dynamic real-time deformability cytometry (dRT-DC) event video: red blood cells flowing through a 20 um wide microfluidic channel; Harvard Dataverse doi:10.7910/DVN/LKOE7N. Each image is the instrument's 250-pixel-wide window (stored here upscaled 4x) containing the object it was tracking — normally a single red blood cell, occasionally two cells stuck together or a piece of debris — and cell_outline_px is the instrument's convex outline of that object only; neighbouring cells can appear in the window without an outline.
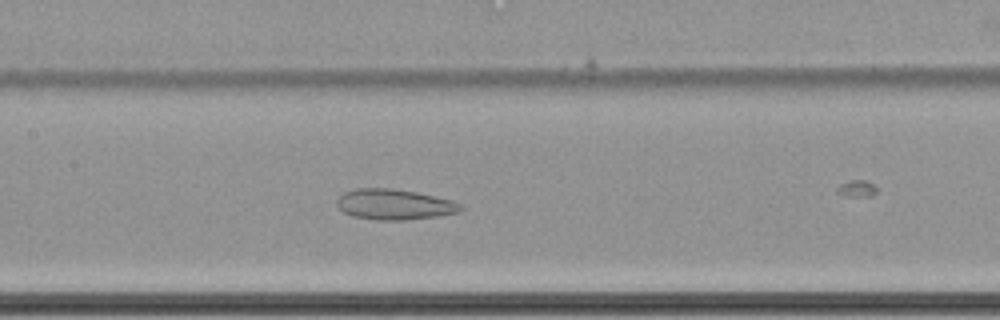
{"species": "common noctule bat (a hibernating species)", "species_latin": "Nyctalus noctula", "temperature_condition": "cold", "stored_images_in_passage": 50, "camera_frame_rate_fps": 3000, "um_per_image_px": 0.085, "animal": {"sex": "female", "body_mass_g": 22.7, "forearm_length_mm": 54.2}, "frame": {"image": 1, "passage_image": 36, "time_ms": 11.667, "image_size_px": [1000, 320], "cell_outline_px": [[464, 208], [460, 212], [440, 216], [404, 220], [376, 220], [352, 216], [344, 212], [336, 204], [336, 200], [344, 192], [356, 188], [392, 188], [416, 192], [452, 200], [460, 204]], "centroid_in_image_um": [33.53, 17.38], "position_along_channel_um": 173.9, "area_um2": 22.14}}
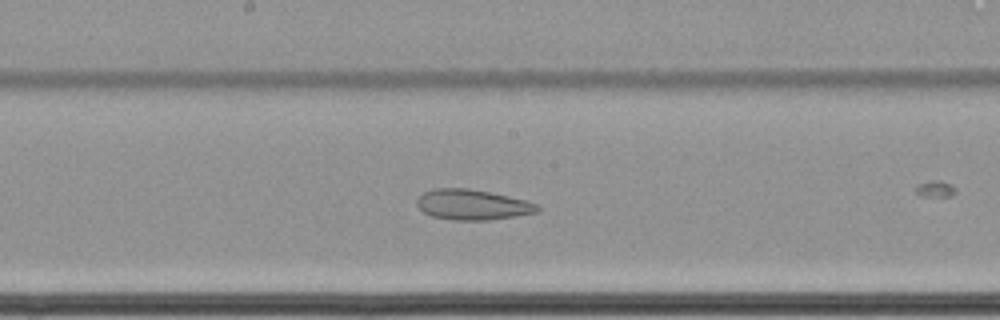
{"frame": {"image": 2, "passage_image": 39, "time_ms": 12.667, "image_size_px": [1000, 320], "cell_outline_px": [[540, 208], [536, 212], [516, 216], [484, 220], [452, 220], [432, 216], [424, 212], [416, 204], [416, 200], [424, 192], [432, 188], [468, 188], [488, 192], [524, 200], [536, 204]], "centroid_in_image_um": [40.1, 17.39], "position_along_channel_um": 208.1, "area_um2": 21.04}}
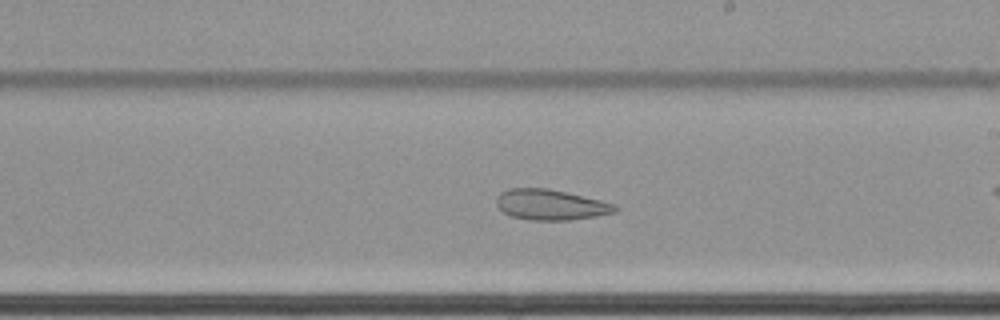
{"frame": {"image": 3, "passage_image": 42, "time_ms": 13.667, "image_size_px": [1000, 320], "cell_outline_px": [[620, 208], [616, 212], [596, 216], [572, 220], [532, 220], [512, 216], [504, 212], [496, 204], [496, 196], [500, 192], [508, 188], [548, 188], [600, 200], [616, 204]], "centroid_in_image_um": [46.82, 17.4], "position_along_channel_um": 242.2, "area_um2": 21.15}}